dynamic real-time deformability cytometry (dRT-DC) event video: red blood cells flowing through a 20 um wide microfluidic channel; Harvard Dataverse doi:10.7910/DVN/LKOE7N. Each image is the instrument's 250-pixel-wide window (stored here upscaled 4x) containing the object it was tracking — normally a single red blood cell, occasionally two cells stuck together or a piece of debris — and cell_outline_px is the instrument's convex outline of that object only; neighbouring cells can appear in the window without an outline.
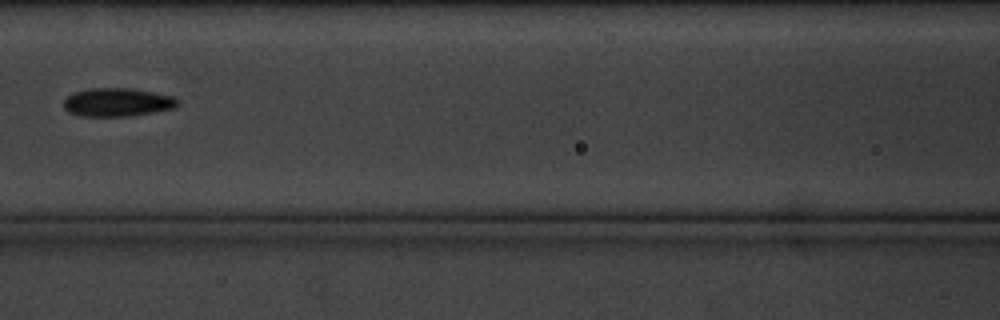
{"species": "common noctule bat (a hibernating species)", "species_latin": "Nyctalus noctula", "temperature_condition": "cold", "stored_images_in_passage": 10, "camera_frame_rate_fps": 3000, "um_per_image_px": 0.085, "animal": {"sex": "male", "body_mass_g": 20.1, "forearm_length_mm": 53.5}, "frame": {"image": 1, "passage_image": 4, "time_ms": 3.333, "image_size_px": [1000, 320], "cell_outline_px": [[180, 104], [172, 108], [152, 112], [124, 116], [80, 116], [68, 112], [64, 108], [64, 100], [68, 96], [76, 92], [88, 88], [132, 88], [176, 96], [180, 100]], "centroid_in_image_um": [10.0, 8.68], "position_along_channel_um": 156.6, "area_um2": 18.9}}
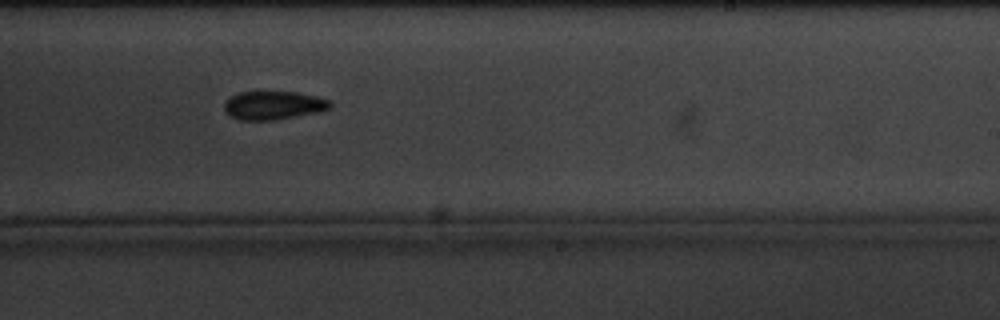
{"frame": {"image": 2, "passage_image": 7, "time_ms": 6.667, "image_size_px": [1000, 320], "cell_outline_px": [[332, 104], [328, 108], [316, 112], [272, 120], [240, 120], [232, 116], [224, 108], [224, 104], [236, 92], [296, 92], [316, 96], [328, 100]], "centroid_in_image_um": [23.22, 8.94], "position_along_channel_um": 265.8, "area_um2": 17.11}}